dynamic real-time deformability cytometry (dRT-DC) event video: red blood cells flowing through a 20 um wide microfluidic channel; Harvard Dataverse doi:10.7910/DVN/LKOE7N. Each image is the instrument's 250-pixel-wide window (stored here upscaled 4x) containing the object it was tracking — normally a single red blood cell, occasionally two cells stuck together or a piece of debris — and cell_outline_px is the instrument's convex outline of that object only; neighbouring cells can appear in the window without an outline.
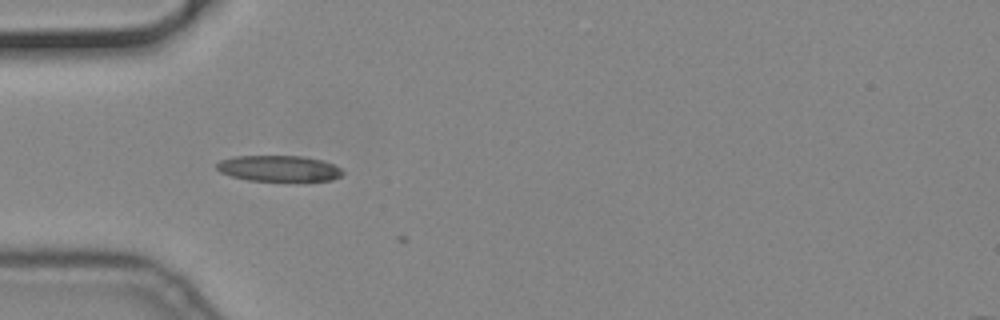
{"species": "common noctule bat (a hibernating species)", "species_latin": "Nyctalus noctula", "temperature_condition": "cold", "stored_images_in_passage": 3, "camera_frame_rate_fps": 3000, "um_per_image_px": 0.085, "animal": {"sex": "male", "body_mass_g": 19.2, "forearm_length_mm": 51.8}, "frame": {"image": 1, "passage_image": 2, "time_ms": 0.333, "image_size_px": [1000, 320], "cell_outline_px": [[344, 172], [340, 176], [332, 180], [248, 180], [232, 176], [220, 172], [216, 168], [216, 164], [220, 160], [232, 156], [300, 156], [324, 160], [340, 168]], "centroid_in_image_um": [23.68, 14.3], "position_along_channel_um": 61.3, "area_um2": 18.84}}